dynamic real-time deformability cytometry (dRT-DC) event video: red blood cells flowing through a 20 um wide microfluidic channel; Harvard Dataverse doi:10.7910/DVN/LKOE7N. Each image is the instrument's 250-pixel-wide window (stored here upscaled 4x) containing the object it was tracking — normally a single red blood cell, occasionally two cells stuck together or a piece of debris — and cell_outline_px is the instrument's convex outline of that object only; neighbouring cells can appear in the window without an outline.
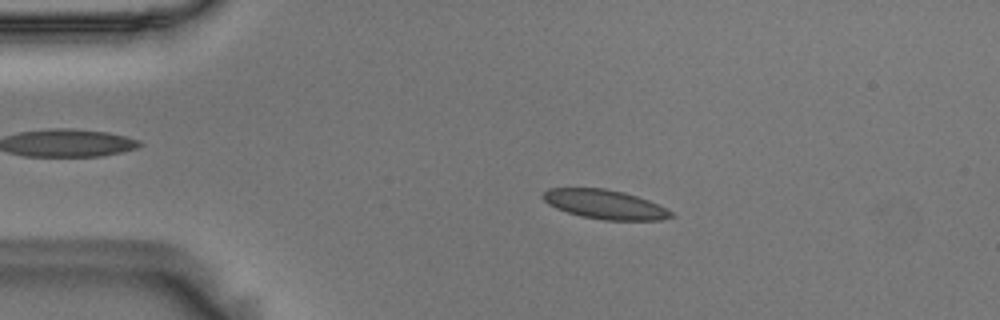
{"species": "Egyptian fruit bat (a non-hibernating species)", "species_latin": "Rousettus aegyptiacus", "temperature_condition": "room temperature", "stored_images_in_passage": 45, "camera_frame_rate_fps": 3000, "um_per_image_px": 0.085, "animal": {"sex": "male"}, "frame": {"image": 1, "passage_image": 1, "time_ms": 0.0, "image_size_px": [1000, 320], "cell_outline_px": [[676, 216], [664, 220], [604, 220], [580, 216], [556, 208], [548, 204], [540, 196], [548, 188], [604, 188], [624, 192], [660, 204], [668, 208]], "centroid_in_image_um": [51.45, 17.38], "position_along_channel_um": 33.5, "area_um2": 22.02}}
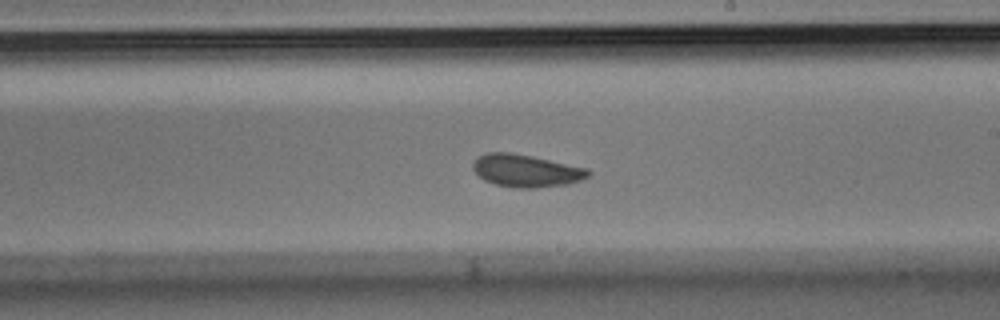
{"frame": {"image": 2, "passage_image": 22, "time_ms": 7.0, "image_size_px": [1000, 320], "cell_outline_px": [[592, 172], [588, 176], [580, 180], [568, 184], [536, 188], [512, 188], [496, 184], [484, 180], [472, 168], [472, 164], [484, 152], [512, 152], [532, 156], [588, 168]], "centroid_in_image_um": [44.73, 14.51], "position_along_channel_um": 244.3, "area_um2": 21.91}}
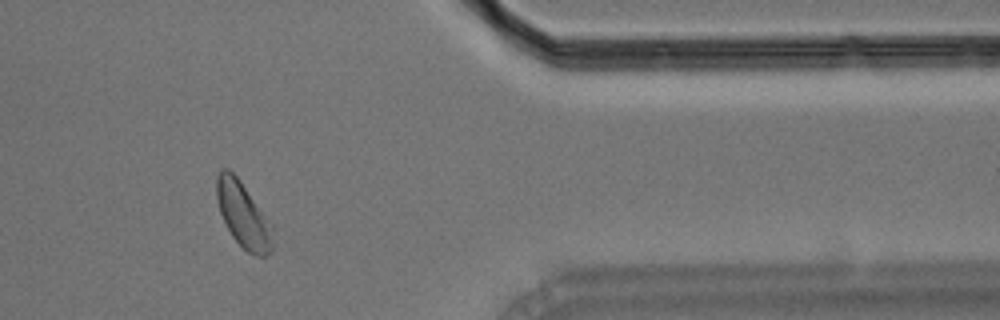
{"frame": {"image": 3, "passage_image": 36, "time_ms": 11.667, "image_size_px": [1000, 320], "cell_outline_px": [[272, 252], [264, 256], [256, 256], [248, 252], [232, 236], [220, 212], [216, 196], [216, 176], [220, 168], [228, 168], [240, 180], [272, 224]], "centroid_in_image_um": [20.67, 18.24], "position_along_channel_um": 390.7, "area_um2": 21.21}, "authors_computed_cell_mechanics": {"area_um2": 21.8484, "velocity_mm_per_s": 3.5988, "shape_relaxation_time_tau1_ms": 4.8813, "shape_relaxation_time_tau2_ms": 1.903, "deformation_change_tau1": 0.0924, "deformation_change_tau2": 0.0628}}